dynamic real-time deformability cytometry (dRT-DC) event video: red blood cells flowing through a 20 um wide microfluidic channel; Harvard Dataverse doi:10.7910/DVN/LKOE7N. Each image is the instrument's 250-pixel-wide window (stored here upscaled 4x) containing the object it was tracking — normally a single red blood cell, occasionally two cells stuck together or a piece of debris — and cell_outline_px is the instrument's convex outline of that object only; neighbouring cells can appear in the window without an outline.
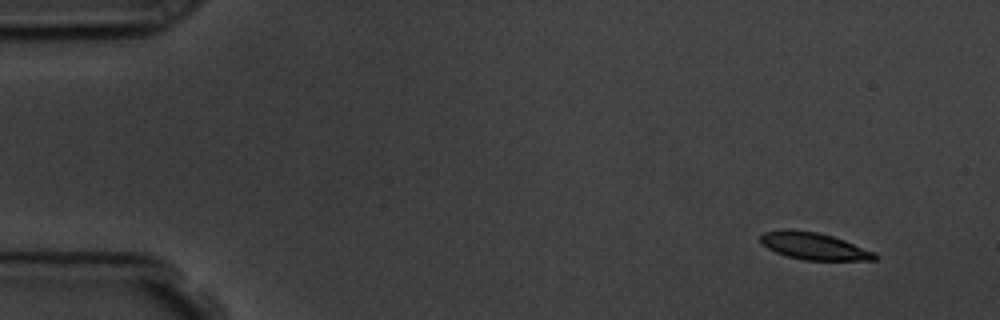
{"species": "common noctule bat (a hibernating species)", "species_latin": "Nyctalus noctula", "temperature_condition": "room temperature", "stored_images_in_passage": 5, "camera_frame_rate_fps": 3000, "um_per_image_px": 0.085, "animal": {"sex": "male", "body_mass_g": 19.5, "forearm_length_mm": 54.6}, "frame": {"image": 1, "passage_image": 1, "time_ms": 0.0, "image_size_px": [1000, 320], "cell_outline_px": [[880, 256], [876, 260], [804, 260], [788, 256], [776, 252], [768, 248], [760, 240], [760, 236], [764, 232], [788, 228], [816, 232], [832, 236], [844, 240], [876, 252]], "centroid_in_image_um": [69.22, 20.92], "position_along_channel_um": 15.8, "area_um2": 18.03}}
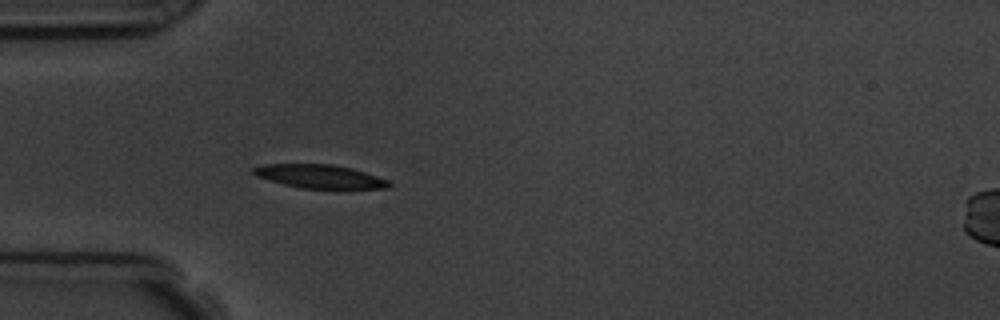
{"frame": {"image": 2, "passage_image": 4, "time_ms": 4.0, "image_size_px": [1000, 320], "cell_outline_px": [[392, 184], [388, 188], [300, 188], [284, 184], [256, 176], [252, 172], [252, 168], [264, 164], [332, 164], [352, 168], [388, 180]], "centroid_in_image_um": [27.16, 14.99], "position_along_channel_um": 57.8, "area_um2": 18.38}}